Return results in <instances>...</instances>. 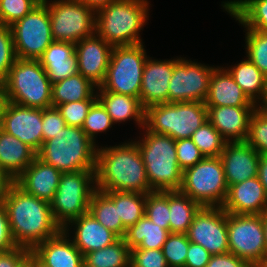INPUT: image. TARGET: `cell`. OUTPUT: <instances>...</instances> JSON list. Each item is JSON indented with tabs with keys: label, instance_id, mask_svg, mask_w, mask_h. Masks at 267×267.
<instances>
[{
	"label": "cell",
	"instance_id": "obj_1",
	"mask_svg": "<svg viewBox=\"0 0 267 267\" xmlns=\"http://www.w3.org/2000/svg\"><path fill=\"white\" fill-rule=\"evenodd\" d=\"M1 201L5 205L11 235L17 246L32 250L62 230L52 215L50 203L27 194L15 183Z\"/></svg>",
	"mask_w": 267,
	"mask_h": 267
},
{
	"label": "cell",
	"instance_id": "obj_2",
	"mask_svg": "<svg viewBox=\"0 0 267 267\" xmlns=\"http://www.w3.org/2000/svg\"><path fill=\"white\" fill-rule=\"evenodd\" d=\"M95 173L96 188L102 192H153L141 152L133 140L115 146H98Z\"/></svg>",
	"mask_w": 267,
	"mask_h": 267
},
{
	"label": "cell",
	"instance_id": "obj_3",
	"mask_svg": "<svg viewBox=\"0 0 267 267\" xmlns=\"http://www.w3.org/2000/svg\"><path fill=\"white\" fill-rule=\"evenodd\" d=\"M149 1L115 0L96 12L95 32L111 46L143 43V26L149 19Z\"/></svg>",
	"mask_w": 267,
	"mask_h": 267
},
{
	"label": "cell",
	"instance_id": "obj_4",
	"mask_svg": "<svg viewBox=\"0 0 267 267\" xmlns=\"http://www.w3.org/2000/svg\"><path fill=\"white\" fill-rule=\"evenodd\" d=\"M97 147L82 128L65 125L43 142L36 156L61 173L96 170Z\"/></svg>",
	"mask_w": 267,
	"mask_h": 267
},
{
	"label": "cell",
	"instance_id": "obj_5",
	"mask_svg": "<svg viewBox=\"0 0 267 267\" xmlns=\"http://www.w3.org/2000/svg\"><path fill=\"white\" fill-rule=\"evenodd\" d=\"M143 130L142 140L134 142L141 152L150 188L153 191H179L183 171L177 160L176 140L151 132L145 126Z\"/></svg>",
	"mask_w": 267,
	"mask_h": 267
},
{
	"label": "cell",
	"instance_id": "obj_6",
	"mask_svg": "<svg viewBox=\"0 0 267 267\" xmlns=\"http://www.w3.org/2000/svg\"><path fill=\"white\" fill-rule=\"evenodd\" d=\"M3 83L11 103L40 109L52 106V82L39 60L16 58Z\"/></svg>",
	"mask_w": 267,
	"mask_h": 267
},
{
	"label": "cell",
	"instance_id": "obj_7",
	"mask_svg": "<svg viewBox=\"0 0 267 267\" xmlns=\"http://www.w3.org/2000/svg\"><path fill=\"white\" fill-rule=\"evenodd\" d=\"M204 102L163 103L145 109V127L174 140L191 138L194 131L207 121Z\"/></svg>",
	"mask_w": 267,
	"mask_h": 267
},
{
	"label": "cell",
	"instance_id": "obj_8",
	"mask_svg": "<svg viewBox=\"0 0 267 267\" xmlns=\"http://www.w3.org/2000/svg\"><path fill=\"white\" fill-rule=\"evenodd\" d=\"M96 170L62 173L58 188L50 202L52 215L63 229L71 220L89 212L96 188Z\"/></svg>",
	"mask_w": 267,
	"mask_h": 267
},
{
	"label": "cell",
	"instance_id": "obj_9",
	"mask_svg": "<svg viewBox=\"0 0 267 267\" xmlns=\"http://www.w3.org/2000/svg\"><path fill=\"white\" fill-rule=\"evenodd\" d=\"M179 191L202 207H222L228 185L220 157H205L183 171Z\"/></svg>",
	"mask_w": 267,
	"mask_h": 267
},
{
	"label": "cell",
	"instance_id": "obj_10",
	"mask_svg": "<svg viewBox=\"0 0 267 267\" xmlns=\"http://www.w3.org/2000/svg\"><path fill=\"white\" fill-rule=\"evenodd\" d=\"M143 44L113 46L102 90L139 98L148 58Z\"/></svg>",
	"mask_w": 267,
	"mask_h": 267
},
{
	"label": "cell",
	"instance_id": "obj_11",
	"mask_svg": "<svg viewBox=\"0 0 267 267\" xmlns=\"http://www.w3.org/2000/svg\"><path fill=\"white\" fill-rule=\"evenodd\" d=\"M45 1L54 41L76 44L95 33L96 13L89 6L72 0Z\"/></svg>",
	"mask_w": 267,
	"mask_h": 267
},
{
	"label": "cell",
	"instance_id": "obj_12",
	"mask_svg": "<svg viewBox=\"0 0 267 267\" xmlns=\"http://www.w3.org/2000/svg\"><path fill=\"white\" fill-rule=\"evenodd\" d=\"M16 58L38 60L54 41L47 1L10 26Z\"/></svg>",
	"mask_w": 267,
	"mask_h": 267
},
{
	"label": "cell",
	"instance_id": "obj_13",
	"mask_svg": "<svg viewBox=\"0 0 267 267\" xmlns=\"http://www.w3.org/2000/svg\"><path fill=\"white\" fill-rule=\"evenodd\" d=\"M229 252L252 266L266 256L263 222L260 215L227 213Z\"/></svg>",
	"mask_w": 267,
	"mask_h": 267
},
{
	"label": "cell",
	"instance_id": "obj_14",
	"mask_svg": "<svg viewBox=\"0 0 267 267\" xmlns=\"http://www.w3.org/2000/svg\"><path fill=\"white\" fill-rule=\"evenodd\" d=\"M214 68L179 57L169 81L168 103L205 102Z\"/></svg>",
	"mask_w": 267,
	"mask_h": 267
},
{
	"label": "cell",
	"instance_id": "obj_15",
	"mask_svg": "<svg viewBox=\"0 0 267 267\" xmlns=\"http://www.w3.org/2000/svg\"><path fill=\"white\" fill-rule=\"evenodd\" d=\"M186 236L190 242L201 245L211 255L228 253L227 212L222 207H201Z\"/></svg>",
	"mask_w": 267,
	"mask_h": 267
},
{
	"label": "cell",
	"instance_id": "obj_16",
	"mask_svg": "<svg viewBox=\"0 0 267 267\" xmlns=\"http://www.w3.org/2000/svg\"><path fill=\"white\" fill-rule=\"evenodd\" d=\"M0 128L37 153L43 144L42 109L24 107L7 101Z\"/></svg>",
	"mask_w": 267,
	"mask_h": 267
},
{
	"label": "cell",
	"instance_id": "obj_17",
	"mask_svg": "<svg viewBox=\"0 0 267 267\" xmlns=\"http://www.w3.org/2000/svg\"><path fill=\"white\" fill-rule=\"evenodd\" d=\"M113 46L96 32L75 44L78 73L99 87L105 79Z\"/></svg>",
	"mask_w": 267,
	"mask_h": 267
},
{
	"label": "cell",
	"instance_id": "obj_18",
	"mask_svg": "<svg viewBox=\"0 0 267 267\" xmlns=\"http://www.w3.org/2000/svg\"><path fill=\"white\" fill-rule=\"evenodd\" d=\"M179 58L157 60L148 56L142 76L139 100L144 109L168 103L169 81L172 78L174 65Z\"/></svg>",
	"mask_w": 267,
	"mask_h": 267
},
{
	"label": "cell",
	"instance_id": "obj_19",
	"mask_svg": "<svg viewBox=\"0 0 267 267\" xmlns=\"http://www.w3.org/2000/svg\"><path fill=\"white\" fill-rule=\"evenodd\" d=\"M260 154L247 142H227L220 154L228 187L258 175Z\"/></svg>",
	"mask_w": 267,
	"mask_h": 267
},
{
	"label": "cell",
	"instance_id": "obj_20",
	"mask_svg": "<svg viewBox=\"0 0 267 267\" xmlns=\"http://www.w3.org/2000/svg\"><path fill=\"white\" fill-rule=\"evenodd\" d=\"M207 118L227 142H246L256 106H206Z\"/></svg>",
	"mask_w": 267,
	"mask_h": 267
},
{
	"label": "cell",
	"instance_id": "obj_21",
	"mask_svg": "<svg viewBox=\"0 0 267 267\" xmlns=\"http://www.w3.org/2000/svg\"><path fill=\"white\" fill-rule=\"evenodd\" d=\"M222 208L229 214H262L267 209V196L258 177L229 186Z\"/></svg>",
	"mask_w": 267,
	"mask_h": 267
},
{
	"label": "cell",
	"instance_id": "obj_22",
	"mask_svg": "<svg viewBox=\"0 0 267 267\" xmlns=\"http://www.w3.org/2000/svg\"><path fill=\"white\" fill-rule=\"evenodd\" d=\"M72 226L74 235L70 236L73 238L71 240L83 256L91 251L109 246L119 239L115 233L100 224L89 212L71 220L63 230L71 235L69 231Z\"/></svg>",
	"mask_w": 267,
	"mask_h": 267
},
{
	"label": "cell",
	"instance_id": "obj_23",
	"mask_svg": "<svg viewBox=\"0 0 267 267\" xmlns=\"http://www.w3.org/2000/svg\"><path fill=\"white\" fill-rule=\"evenodd\" d=\"M61 174L57 168L36 156L14 183L27 194L50 203L58 188Z\"/></svg>",
	"mask_w": 267,
	"mask_h": 267
},
{
	"label": "cell",
	"instance_id": "obj_24",
	"mask_svg": "<svg viewBox=\"0 0 267 267\" xmlns=\"http://www.w3.org/2000/svg\"><path fill=\"white\" fill-rule=\"evenodd\" d=\"M63 229L54 237L37 244L31 253L46 267H81L83 254Z\"/></svg>",
	"mask_w": 267,
	"mask_h": 267
},
{
	"label": "cell",
	"instance_id": "obj_25",
	"mask_svg": "<svg viewBox=\"0 0 267 267\" xmlns=\"http://www.w3.org/2000/svg\"><path fill=\"white\" fill-rule=\"evenodd\" d=\"M216 67L211 73L208 95L204 102L206 106H256L226 67Z\"/></svg>",
	"mask_w": 267,
	"mask_h": 267
},
{
	"label": "cell",
	"instance_id": "obj_26",
	"mask_svg": "<svg viewBox=\"0 0 267 267\" xmlns=\"http://www.w3.org/2000/svg\"><path fill=\"white\" fill-rule=\"evenodd\" d=\"M53 83L78 73L75 44L53 41L38 59Z\"/></svg>",
	"mask_w": 267,
	"mask_h": 267
},
{
	"label": "cell",
	"instance_id": "obj_27",
	"mask_svg": "<svg viewBox=\"0 0 267 267\" xmlns=\"http://www.w3.org/2000/svg\"><path fill=\"white\" fill-rule=\"evenodd\" d=\"M97 99L106 109L113 124L134 120L140 128L145 125V109L139 98L129 95L104 91L100 87L96 90Z\"/></svg>",
	"mask_w": 267,
	"mask_h": 267
},
{
	"label": "cell",
	"instance_id": "obj_28",
	"mask_svg": "<svg viewBox=\"0 0 267 267\" xmlns=\"http://www.w3.org/2000/svg\"><path fill=\"white\" fill-rule=\"evenodd\" d=\"M36 152L0 128V165L15 180L34 160Z\"/></svg>",
	"mask_w": 267,
	"mask_h": 267
},
{
	"label": "cell",
	"instance_id": "obj_29",
	"mask_svg": "<svg viewBox=\"0 0 267 267\" xmlns=\"http://www.w3.org/2000/svg\"><path fill=\"white\" fill-rule=\"evenodd\" d=\"M221 6L244 28L267 32V0H227Z\"/></svg>",
	"mask_w": 267,
	"mask_h": 267
},
{
	"label": "cell",
	"instance_id": "obj_30",
	"mask_svg": "<svg viewBox=\"0 0 267 267\" xmlns=\"http://www.w3.org/2000/svg\"><path fill=\"white\" fill-rule=\"evenodd\" d=\"M97 86L80 73L52 84L51 104L57 107L63 103L97 99Z\"/></svg>",
	"mask_w": 267,
	"mask_h": 267
},
{
	"label": "cell",
	"instance_id": "obj_31",
	"mask_svg": "<svg viewBox=\"0 0 267 267\" xmlns=\"http://www.w3.org/2000/svg\"><path fill=\"white\" fill-rule=\"evenodd\" d=\"M170 232L143 216L126 230L124 240L132 249H162Z\"/></svg>",
	"mask_w": 267,
	"mask_h": 267
},
{
	"label": "cell",
	"instance_id": "obj_32",
	"mask_svg": "<svg viewBox=\"0 0 267 267\" xmlns=\"http://www.w3.org/2000/svg\"><path fill=\"white\" fill-rule=\"evenodd\" d=\"M232 67H227L235 82L255 104L259 102L264 93L266 76L247 58Z\"/></svg>",
	"mask_w": 267,
	"mask_h": 267
},
{
	"label": "cell",
	"instance_id": "obj_33",
	"mask_svg": "<svg viewBox=\"0 0 267 267\" xmlns=\"http://www.w3.org/2000/svg\"><path fill=\"white\" fill-rule=\"evenodd\" d=\"M202 206L180 191H169L170 233L186 234Z\"/></svg>",
	"mask_w": 267,
	"mask_h": 267
},
{
	"label": "cell",
	"instance_id": "obj_34",
	"mask_svg": "<svg viewBox=\"0 0 267 267\" xmlns=\"http://www.w3.org/2000/svg\"><path fill=\"white\" fill-rule=\"evenodd\" d=\"M89 213L104 227L124 238L126 228L118 217V206L102 191L96 190L90 200Z\"/></svg>",
	"mask_w": 267,
	"mask_h": 267
},
{
	"label": "cell",
	"instance_id": "obj_35",
	"mask_svg": "<svg viewBox=\"0 0 267 267\" xmlns=\"http://www.w3.org/2000/svg\"><path fill=\"white\" fill-rule=\"evenodd\" d=\"M104 193L115 203V206H118V217L121 218L126 229L144 216L146 194L120 191H105Z\"/></svg>",
	"mask_w": 267,
	"mask_h": 267
},
{
	"label": "cell",
	"instance_id": "obj_36",
	"mask_svg": "<svg viewBox=\"0 0 267 267\" xmlns=\"http://www.w3.org/2000/svg\"><path fill=\"white\" fill-rule=\"evenodd\" d=\"M130 249L123 238L102 249L83 256L90 267H130Z\"/></svg>",
	"mask_w": 267,
	"mask_h": 267
},
{
	"label": "cell",
	"instance_id": "obj_37",
	"mask_svg": "<svg viewBox=\"0 0 267 267\" xmlns=\"http://www.w3.org/2000/svg\"><path fill=\"white\" fill-rule=\"evenodd\" d=\"M204 157H220L227 141L207 120L191 136Z\"/></svg>",
	"mask_w": 267,
	"mask_h": 267
},
{
	"label": "cell",
	"instance_id": "obj_38",
	"mask_svg": "<svg viewBox=\"0 0 267 267\" xmlns=\"http://www.w3.org/2000/svg\"><path fill=\"white\" fill-rule=\"evenodd\" d=\"M144 215L170 232L169 191H153L146 194Z\"/></svg>",
	"mask_w": 267,
	"mask_h": 267
},
{
	"label": "cell",
	"instance_id": "obj_39",
	"mask_svg": "<svg viewBox=\"0 0 267 267\" xmlns=\"http://www.w3.org/2000/svg\"><path fill=\"white\" fill-rule=\"evenodd\" d=\"M246 58L267 77V32L246 28Z\"/></svg>",
	"mask_w": 267,
	"mask_h": 267
},
{
	"label": "cell",
	"instance_id": "obj_40",
	"mask_svg": "<svg viewBox=\"0 0 267 267\" xmlns=\"http://www.w3.org/2000/svg\"><path fill=\"white\" fill-rule=\"evenodd\" d=\"M186 234L170 233L162 246L168 267H184L189 248Z\"/></svg>",
	"mask_w": 267,
	"mask_h": 267
},
{
	"label": "cell",
	"instance_id": "obj_41",
	"mask_svg": "<svg viewBox=\"0 0 267 267\" xmlns=\"http://www.w3.org/2000/svg\"><path fill=\"white\" fill-rule=\"evenodd\" d=\"M113 122L110 115L107 113L104 106L97 99L92 107L90 108L82 129L85 131L87 136L96 144V137L99 133H106L113 126ZM109 129V130H108Z\"/></svg>",
	"mask_w": 267,
	"mask_h": 267
},
{
	"label": "cell",
	"instance_id": "obj_42",
	"mask_svg": "<svg viewBox=\"0 0 267 267\" xmlns=\"http://www.w3.org/2000/svg\"><path fill=\"white\" fill-rule=\"evenodd\" d=\"M246 142L260 155H267V113L255 109L250 118Z\"/></svg>",
	"mask_w": 267,
	"mask_h": 267
},
{
	"label": "cell",
	"instance_id": "obj_43",
	"mask_svg": "<svg viewBox=\"0 0 267 267\" xmlns=\"http://www.w3.org/2000/svg\"><path fill=\"white\" fill-rule=\"evenodd\" d=\"M39 3L38 0H0V24L10 27Z\"/></svg>",
	"mask_w": 267,
	"mask_h": 267
},
{
	"label": "cell",
	"instance_id": "obj_44",
	"mask_svg": "<svg viewBox=\"0 0 267 267\" xmlns=\"http://www.w3.org/2000/svg\"><path fill=\"white\" fill-rule=\"evenodd\" d=\"M15 60L12 30L9 26L0 24V82L6 80Z\"/></svg>",
	"mask_w": 267,
	"mask_h": 267
},
{
	"label": "cell",
	"instance_id": "obj_45",
	"mask_svg": "<svg viewBox=\"0 0 267 267\" xmlns=\"http://www.w3.org/2000/svg\"><path fill=\"white\" fill-rule=\"evenodd\" d=\"M97 99H87L78 102L63 103L57 106L66 125L82 128L85 118Z\"/></svg>",
	"mask_w": 267,
	"mask_h": 267
},
{
	"label": "cell",
	"instance_id": "obj_46",
	"mask_svg": "<svg viewBox=\"0 0 267 267\" xmlns=\"http://www.w3.org/2000/svg\"><path fill=\"white\" fill-rule=\"evenodd\" d=\"M175 147L179 167L182 171L193 167L205 158L191 138L177 140Z\"/></svg>",
	"mask_w": 267,
	"mask_h": 267
},
{
	"label": "cell",
	"instance_id": "obj_47",
	"mask_svg": "<svg viewBox=\"0 0 267 267\" xmlns=\"http://www.w3.org/2000/svg\"><path fill=\"white\" fill-rule=\"evenodd\" d=\"M130 267H168L162 249H132Z\"/></svg>",
	"mask_w": 267,
	"mask_h": 267
},
{
	"label": "cell",
	"instance_id": "obj_48",
	"mask_svg": "<svg viewBox=\"0 0 267 267\" xmlns=\"http://www.w3.org/2000/svg\"><path fill=\"white\" fill-rule=\"evenodd\" d=\"M66 125L57 107L42 109L43 142L55 137Z\"/></svg>",
	"mask_w": 267,
	"mask_h": 267
},
{
	"label": "cell",
	"instance_id": "obj_49",
	"mask_svg": "<svg viewBox=\"0 0 267 267\" xmlns=\"http://www.w3.org/2000/svg\"><path fill=\"white\" fill-rule=\"evenodd\" d=\"M17 247L10 230L8 214L4 203L0 200V250L10 251Z\"/></svg>",
	"mask_w": 267,
	"mask_h": 267
},
{
	"label": "cell",
	"instance_id": "obj_50",
	"mask_svg": "<svg viewBox=\"0 0 267 267\" xmlns=\"http://www.w3.org/2000/svg\"><path fill=\"white\" fill-rule=\"evenodd\" d=\"M211 254L201 245L190 242L184 267H206Z\"/></svg>",
	"mask_w": 267,
	"mask_h": 267
},
{
	"label": "cell",
	"instance_id": "obj_51",
	"mask_svg": "<svg viewBox=\"0 0 267 267\" xmlns=\"http://www.w3.org/2000/svg\"><path fill=\"white\" fill-rule=\"evenodd\" d=\"M206 267H253L248 261L228 252L225 254L211 255Z\"/></svg>",
	"mask_w": 267,
	"mask_h": 267
},
{
	"label": "cell",
	"instance_id": "obj_52",
	"mask_svg": "<svg viewBox=\"0 0 267 267\" xmlns=\"http://www.w3.org/2000/svg\"><path fill=\"white\" fill-rule=\"evenodd\" d=\"M31 252V250L17 246L16 248L0 253V267H17Z\"/></svg>",
	"mask_w": 267,
	"mask_h": 267
},
{
	"label": "cell",
	"instance_id": "obj_53",
	"mask_svg": "<svg viewBox=\"0 0 267 267\" xmlns=\"http://www.w3.org/2000/svg\"><path fill=\"white\" fill-rule=\"evenodd\" d=\"M13 184L14 179L0 165V200Z\"/></svg>",
	"mask_w": 267,
	"mask_h": 267
},
{
	"label": "cell",
	"instance_id": "obj_54",
	"mask_svg": "<svg viewBox=\"0 0 267 267\" xmlns=\"http://www.w3.org/2000/svg\"><path fill=\"white\" fill-rule=\"evenodd\" d=\"M258 168L257 177L263 185L265 194L267 196V155H260Z\"/></svg>",
	"mask_w": 267,
	"mask_h": 267
},
{
	"label": "cell",
	"instance_id": "obj_55",
	"mask_svg": "<svg viewBox=\"0 0 267 267\" xmlns=\"http://www.w3.org/2000/svg\"><path fill=\"white\" fill-rule=\"evenodd\" d=\"M89 6L95 13L115 0H72Z\"/></svg>",
	"mask_w": 267,
	"mask_h": 267
},
{
	"label": "cell",
	"instance_id": "obj_56",
	"mask_svg": "<svg viewBox=\"0 0 267 267\" xmlns=\"http://www.w3.org/2000/svg\"><path fill=\"white\" fill-rule=\"evenodd\" d=\"M6 103H7V98H6L5 86L3 82H0V124Z\"/></svg>",
	"mask_w": 267,
	"mask_h": 267
},
{
	"label": "cell",
	"instance_id": "obj_57",
	"mask_svg": "<svg viewBox=\"0 0 267 267\" xmlns=\"http://www.w3.org/2000/svg\"><path fill=\"white\" fill-rule=\"evenodd\" d=\"M256 108L262 112L267 113V77H266V84H265V88H264V93L262 95V98L256 104Z\"/></svg>",
	"mask_w": 267,
	"mask_h": 267
},
{
	"label": "cell",
	"instance_id": "obj_58",
	"mask_svg": "<svg viewBox=\"0 0 267 267\" xmlns=\"http://www.w3.org/2000/svg\"><path fill=\"white\" fill-rule=\"evenodd\" d=\"M261 218L263 222L265 247L267 252V209L261 214Z\"/></svg>",
	"mask_w": 267,
	"mask_h": 267
},
{
	"label": "cell",
	"instance_id": "obj_59",
	"mask_svg": "<svg viewBox=\"0 0 267 267\" xmlns=\"http://www.w3.org/2000/svg\"><path fill=\"white\" fill-rule=\"evenodd\" d=\"M17 267H32V253L30 252Z\"/></svg>",
	"mask_w": 267,
	"mask_h": 267
},
{
	"label": "cell",
	"instance_id": "obj_60",
	"mask_svg": "<svg viewBox=\"0 0 267 267\" xmlns=\"http://www.w3.org/2000/svg\"><path fill=\"white\" fill-rule=\"evenodd\" d=\"M32 267H46L32 254Z\"/></svg>",
	"mask_w": 267,
	"mask_h": 267
},
{
	"label": "cell",
	"instance_id": "obj_61",
	"mask_svg": "<svg viewBox=\"0 0 267 267\" xmlns=\"http://www.w3.org/2000/svg\"><path fill=\"white\" fill-rule=\"evenodd\" d=\"M253 267H267V256L262 261L255 263Z\"/></svg>",
	"mask_w": 267,
	"mask_h": 267
},
{
	"label": "cell",
	"instance_id": "obj_62",
	"mask_svg": "<svg viewBox=\"0 0 267 267\" xmlns=\"http://www.w3.org/2000/svg\"><path fill=\"white\" fill-rule=\"evenodd\" d=\"M81 267H90V266L83 262V263L81 264Z\"/></svg>",
	"mask_w": 267,
	"mask_h": 267
}]
</instances>
